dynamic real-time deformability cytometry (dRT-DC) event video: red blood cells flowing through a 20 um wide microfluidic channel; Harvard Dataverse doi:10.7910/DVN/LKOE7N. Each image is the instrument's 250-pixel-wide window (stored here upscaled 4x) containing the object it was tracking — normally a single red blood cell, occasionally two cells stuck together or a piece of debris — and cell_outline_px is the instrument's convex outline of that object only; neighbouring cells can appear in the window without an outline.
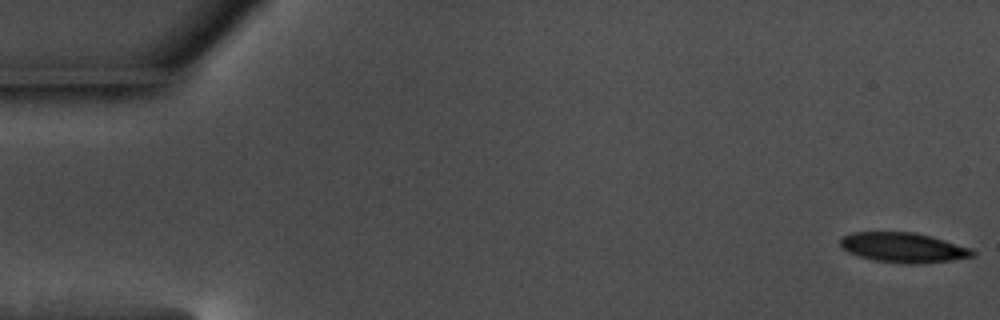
{"species": "common noctule bat (a hibernating species)", "species_latin": "Nyctalus noctula", "temperature_condition": "warm", "stored_images_in_passage": 56, "camera_frame_rate_fps": 3000, "um_per_image_px": 0.085, "animal": {"sex": "male", "body_mass_g": 17.5, "forearm_length_mm": 52.3}, "frame": {"image": 1, "passage_image": 1, "time_ms": 0.0, "image_size_px": [1000, 320], "cell_outline_px": [[976, 256], [952, 260], [916, 264], [904, 264], [876, 260], [860, 256], [848, 252], [840, 244], [840, 240], [844, 236], [852, 232], [916, 232], [972, 248], [976, 252]], "centroid_in_image_um": [76.83, 21.04], "position_along_channel_um": 8.2, "area_um2": 22.95}}
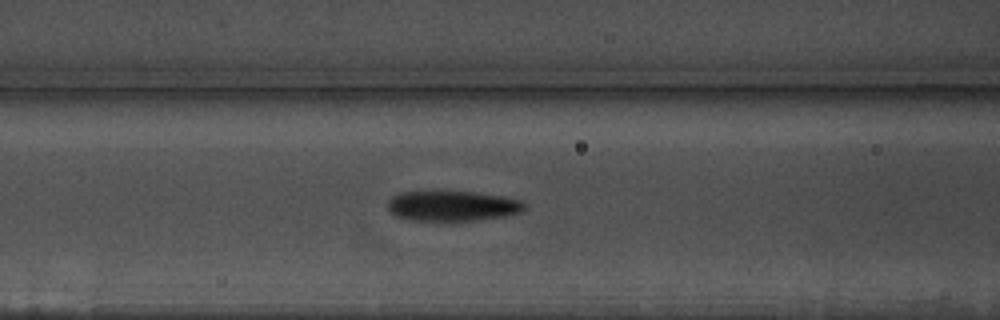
{"frame": {"image": 2, "passage_image": 23, "time_ms": 7.333, "image_size_px": [1000, 320], "cell_outline_px": [[524, 208], [520, 212], [504, 216], [472, 220], [412, 220], [396, 216], [388, 208], [388, 200], [392, 196], [400, 192], [420, 188], [476, 192], [504, 196], [520, 200], [524, 204]], "centroid_in_image_um": [38.36, 17.44], "position_along_channel_um": 128.2, "area_um2": 24.8}}
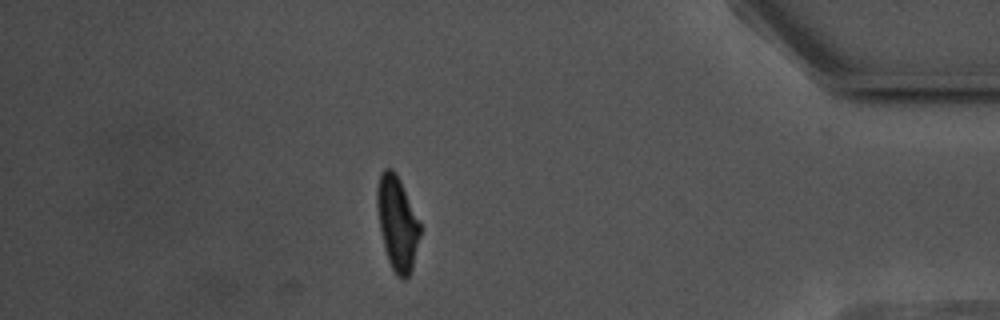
{"frame": {"image": 3, "passage_image": 49, "time_ms": 16.0, "image_size_px": [1000, 320], "cell_outline_px": [[420, 236], [412, 272], [404, 280], [396, 276], [388, 260], [384, 248], [380, 228], [376, 204], [376, 188], [380, 172], [384, 168], [392, 168], [396, 172], [400, 180], [420, 224]], "centroid_in_image_um": [33.75, 18.98], "position_along_channel_um": 401.4, "area_um2": 23.64}, "authors_computed_cell_mechanics": {"area_um2": 24.2182, "velocity_mm_per_s": 3.625, "shape_relaxation_time_tau1_ms": 4.6134, "shape_relaxation_time_tau2_ms": 2.2585, "deformation_change_tau1": 0.1501, "deformation_change_tau2": 0.0889}}